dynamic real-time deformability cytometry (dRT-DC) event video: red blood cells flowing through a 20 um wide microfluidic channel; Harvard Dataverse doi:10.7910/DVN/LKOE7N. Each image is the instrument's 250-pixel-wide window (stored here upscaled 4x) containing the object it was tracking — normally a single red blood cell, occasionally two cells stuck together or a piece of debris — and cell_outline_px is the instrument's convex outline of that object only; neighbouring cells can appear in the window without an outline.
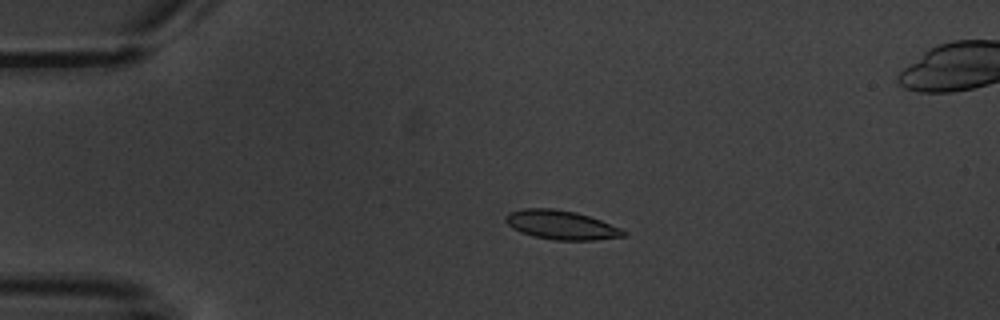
{"species": "common noctule bat (a hibernating species)", "species_latin": "Nyctalus noctula", "temperature_condition": "warm", "stored_images_in_passage": 6, "camera_frame_rate_fps": 3000, "um_per_image_px": 0.085, "animal": {"sex": "male", "body_mass_g": 20.1, "forearm_length_mm": 53.5}, "frame": {"image": 1, "passage_image": 3, "time_ms": 2.333, "image_size_px": [1000, 320], "cell_outline_px": [[628, 236], [592, 240], [556, 240], [532, 236], [520, 232], [512, 228], [504, 220], [504, 216], [508, 212], [524, 208], [552, 208], [576, 212], [600, 220], [620, 228], [628, 232]], "centroid_in_image_um": [47.68, 19.12], "position_along_channel_um": 37.3, "area_um2": 20.06}}